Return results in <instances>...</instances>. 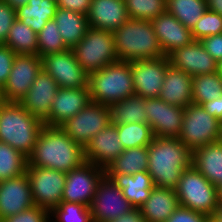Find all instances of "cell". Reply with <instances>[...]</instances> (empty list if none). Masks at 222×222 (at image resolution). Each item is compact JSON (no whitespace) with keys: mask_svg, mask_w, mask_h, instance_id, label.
<instances>
[{"mask_svg":"<svg viewBox=\"0 0 222 222\" xmlns=\"http://www.w3.org/2000/svg\"><path fill=\"white\" fill-rule=\"evenodd\" d=\"M85 161L84 148L60 127L44 126L27 159V166L50 168L64 173L80 167Z\"/></svg>","mask_w":222,"mask_h":222,"instance_id":"obj_1","label":"cell"},{"mask_svg":"<svg viewBox=\"0 0 222 222\" xmlns=\"http://www.w3.org/2000/svg\"><path fill=\"white\" fill-rule=\"evenodd\" d=\"M191 159L192 151L179 138L155 136L148 145L147 172L154 186L175 189Z\"/></svg>","mask_w":222,"mask_h":222,"instance_id":"obj_2","label":"cell"},{"mask_svg":"<svg viewBox=\"0 0 222 222\" xmlns=\"http://www.w3.org/2000/svg\"><path fill=\"white\" fill-rule=\"evenodd\" d=\"M44 122L30 114L19 102L0 100V141L7 143L27 159Z\"/></svg>","mask_w":222,"mask_h":222,"instance_id":"obj_3","label":"cell"},{"mask_svg":"<svg viewBox=\"0 0 222 222\" xmlns=\"http://www.w3.org/2000/svg\"><path fill=\"white\" fill-rule=\"evenodd\" d=\"M113 34L118 60L130 62L165 56L149 20L128 18Z\"/></svg>","mask_w":222,"mask_h":222,"instance_id":"obj_4","label":"cell"},{"mask_svg":"<svg viewBox=\"0 0 222 222\" xmlns=\"http://www.w3.org/2000/svg\"><path fill=\"white\" fill-rule=\"evenodd\" d=\"M91 101L110 106L135 94L130 63L118 60L89 74Z\"/></svg>","mask_w":222,"mask_h":222,"instance_id":"obj_5","label":"cell"},{"mask_svg":"<svg viewBox=\"0 0 222 222\" xmlns=\"http://www.w3.org/2000/svg\"><path fill=\"white\" fill-rule=\"evenodd\" d=\"M179 205L211 216L218 203L217 187L192 165L186 168L175 188Z\"/></svg>","mask_w":222,"mask_h":222,"instance_id":"obj_6","label":"cell"},{"mask_svg":"<svg viewBox=\"0 0 222 222\" xmlns=\"http://www.w3.org/2000/svg\"><path fill=\"white\" fill-rule=\"evenodd\" d=\"M72 50L88 74L118 61L114 34L111 31L89 27L85 36Z\"/></svg>","mask_w":222,"mask_h":222,"instance_id":"obj_7","label":"cell"},{"mask_svg":"<svg viewBox=\"0 0 222 222\" xmlns=\"http://www.w3.org/2000/svg\"><path fill=\"white\" fill-rule=\"evenodd\" d=\"M191 151L222 140V122L210 115L201 105L184 108L183 123L178 137Z\"/></svg>","mask_w":222,"mask_h":222,"instance_id":"obj_8","label":"cell"},{"mask_svg":"<svg viewBox=\"0 0 222 222\" xmlns=\"http://www.w3.org/2000/svg\"><path fill=\"white\" fill-rule=\"evenodd\" d=\"M111 123L109 106L90 102L79 113L59 127L83 148Z\"/></svg>","mask_w":222,"mask_h":222,"instance_id":"obj_9","label":"cell"},{"mask_svg":"<svg viewBox=\"0 0 222 222\" xmlns=\"http://www.w3.org/2000/svg\"><path fill=\"white\" fill-rule=\"evenodd\" d=\"M34 204L51 211L61 201L66 173L50 168L27 166Z\"/></svg>","mask_w":222,"mask_h":222,"instance_id":"obj_10","label":"cell"},{"mask_svg":"<svg viewBox=\"0 0 222 222\" xmlns=\"http://www.w3.org/2000/svg\"><path fill=\"white\" fill-rule=\"evenodd\" d=\"M41 70L42 61L39 55L16 54L9 77L0 90V100L21 101Z\"/></svg>","mask_w":222,"mask_h":222,"instance_id":"obj_11","label":"cell"},{"mask_svg":"<svg viewBox=\"0 0 222 222\" xmlns=\"http://www.w3.org/2000/svg\"><path fill=\"white\" fill-rule=\"evenodd\" d=\"M105 169L84 162L80 167L66 173L62 201L84 204L90 207Z\"/></svg>","mask_w":222,"mask_h":222,"instance_id":"obj_12","label":"cell"},{"mask_svg":"<svg viewBox=\"0 0 222 222\" xmlns=\"http://www.w3.org/2000/svg\"><path fill=\"white\" fill-rule=\"evenodd\" d=\"M41 61L42 69L54 78L59 88L88 87L89 74L72 49L42 56Z\"/></svg>","mask_w":222,"mask_h":222,"instance_id":"obj_13","label":"cell"},{"mask_svg":"<svg viewBox=\"0 0 222 222\" xmlns=\"http://www.w3.org/2000/svg\"><path fill=\"white\" fill-rule=\"evenodd\" d=\"M133 207L118 188L106 175L98 184V188L90 205L93 222H110Z\"/></svg>","mask_w":222,"mask_h":222,"instance_id":"obj_14","label":"cell"},{"mask_svg":"<svg viewBox=\"0 0 222 222\" xmlns=\"http://www.w3.org/2000/svg\"><path fill=\"white\" fill-rule=\"evenodd\" d=\"M129 63L135 94L143 98L159 97L167 67L170 65L169 58L163 56Z\"/></svg>","mask_w":222,"mask_h":222,"instance_id":"obj_15","label":"cell"},{"mask_svg":"<svg viewBox=\"0 0 222 222\" xmlns=\"http://www.w3.org/2000/svg\"><path fill=\"white\" fill-rule=\"evenodd\" d=\"M145 114L154 136L178 138L183 123L184 108L170 105L159 97L145 98Z\"/></svg>","mask_w":222,"mask_h":222,"instance_id":"obj_16","label":"cell"},{"mask_svg":"<svg viewBox=\"0 0 222 222\" xmlns=\"http://www.w3.org/2000/svg\"><path fill=\"white\" fill-rule=\"evenodd\" d=\"M34 205L26 172L15 178L0 181V222Z\"/></svg>","mask_w":222,"mask_h":222,"instance_id":"obj_17","label":"cell"},{"mask_svg":"<svg viewBox=\"0 0 222 222\" xmlns=\"http://www.w3.org/2000/svg\"><path fill=\"white\" fill-rule=\"evenodd\" d=\"M91 101L89 87L59 88L53 101L45 126L59 127L67 119L72 118Z\"/></svg>","mask_w":222,"mask_h":222,"instance_id":"obj_18","label":"cell"},{"mask_svg":"<svg viewBox=\"0 0 222 222\" xmlns=\"http://www.w3.org/2000/svg\"><path fill=\"white\" fill-rule=\"evenodd\" d=\"M58 90L59 86L54 78L42 69L19 103L30 114L44 122L49 116L52 101Z\"/></svg>","mask_w":222,"mask_h":222,"instance_id":"obj_19","label":"cell"},{"mask_svg":"<svg viewBox=\"0 0 222 222\" xmlns=\"http://www.w3.org/2000/svg\"><path fill=\"white\" fill-rule=\"evenodd\" d=\"M123 151L117 127L110 123L85 146L84 158L86 162L106 169Z\"/></svg>","mask_w":222,"mask_h":222,"instance_id":"obj_20","label":"cell"},{"mask_svg":"<svg viewBox=\"0 0 222 222\" xmlns=\"http://www.w3.org/2000/svg\"><path fill=\"white\" fill-rule=\"evenodd\" d=\"M170 64L192 77L217 72V62L206 52L200 41L181 47L169 56Z\"/></svg>","mask_w":222,"mask_h":222,"instance_id":"obj_21","label":"cell"},{"mask_svg":"<svg viewBox=\"0 0 222 222\" xmlns=\"http://www.w3.org/2000/svg\"><path fill=\"white\" fill-rule=\"evenodd\" d=\"M151 23L163 54L166 57L175 50L194 41L191 30L186 28L176 17L167 11L151 20Z\"/></svg>","mask_w":222,"mask_h":222,"instance_id":"obj_22","label":"cell"},{"mask_svg":"<svg viewBox=\"0 0 222 222\" xmlns=\"http://www.w3.org/2000/svg\"><path fill=\"white\" fill-rule=\"evenodd\" d=\"M89 27L114 32L128 20L124 0H91Z\"/></svg>","mask_w":222,"mask_h":222,"instance_id":"obj_23","label":"cell"},{"mask_svg":"<svg viewBox=\"0 0 222 222\" xmlns=\"http://www.w3.org/2000/svg\"><path fill=\"white\" fill-rule=\"evenodd\" d=\"M192 80L191 75L170 64L166 70L159 98L170 105L186 108L192 103Z\"/></svg>","mask_w":222,"mask_h":222,"instance_id":"obj_24","label":"cell"},{"mask_svg":"<svg viewBox=\"0 0 222 222\" xmlns=\"http://www.w3.org/2000/svg\"><path fill=\"white\" fill-rule=\"evenodd\" d=\"M179 206L175 189L154 186L139 209L146 222H166Z\"/></svg>","mask_w":222,"mask_h":222,"instance_id":"obj_25","label":"cell"},{"mask_svg":"<svg viewBox=\"0 0 222 222\" xmlns=\"http://www.w3.org/2000/svg\"><path fill=\"white\" fill-rule=\"evenodd\" d=\"M122 190L125 198L133 208H140L149 198L154 187L152 178L147 171L137 172L133 175L105 174Z\"/></svg>","mask_w":222,"mask_h":222,"instance_id":"obj_26","label":"cell"},{"mask_svg":"<svg viewBox=\"0 0 222 222\" xmlns=\"http://www.w3.org/2000/svg\"><path fill=\"white\" fill-rule=\"evenodd\" d=\"M191 165L214 186L222 184V140L193 150Z\"/></svg>","mask_w":222,"mask_h":222,"instance_id":"obj_27","label":"cell"},{"mask_svg":"<svg viewBox=\"0 0 222 222\" xmlns=\"http://www.w3.org/2000/svg\"><path fill=\"white\" fill-rule=\"evenodd\" d=\"M54 20L65 45L73 49L89 28L87 15L57 7Z\"/></svg>","mask_w":222,"mask_h":222,"instance_id":"obj_28","label":"cell"},{"mask_svg":"<svg viewBox=\"0 0 222 222\" xmlns=\"http://www.w3.org/2000/svg\"><path fill=\"white\" fill-rule=\"evenodd\" d=\"M57 7L56 0H29L16 10V18L38 34L47 21L54 19Z\"/></svg>","mask_w":222,"mask_h":222,"instance_id":"obj_29","label":"cell"},{"mask_svg":"<svg viewBox=\"0 0 222 222\" xmlns=\"http://www.w3.org/2000/svg\"><path fill=\"white\" fill-rule=\"evenodd\" d=\"M145 98L133 94L109 106L112 124L147 123Z\"/></svg>","mask_w":222,"mask_h":222,"instance_id":"obj_30","label":"cell"},{"mask_svg":"<svg viewBox=\"0 0 222 222\" xmlns=\"http://www.w3.org/2000/svg\"><path fill=\"white\" fill-rule=\"evenodd\" d=\"M148 146L125 149L105 169V174L133 175L137 172L147 171Z\"/></svg>","mask_w":222,"mask_h":222,"instance_id":"obj_31","label":"cell"},{"mask_svg":"<svg viewBox=\"0 0 222 222\" xmlns=\"http://www.w3.org/2000/svg\"><path fill=\"white\" fill-rule=\"evenodd\" d=\"M4 44L16 54L38 55L37 34L17 18Z\"/></svg>","mask_w":222,"mask_h":222,"instance_id":"obj_32","label":"cell"},{"mask_svg":"<svg viewBox=\"0 0 222 222\" xmlns=\"http://www.w3.org/2000/svg\"><path fill=\"white\" fill-rule=\"evenodd\" d=\"M207 9L206 0H166V11L190 30Z\"/></svg>","mask_w":222,"mask_h":222,"instance_id":"obj_33","label":"cell"},{"mask_svg":"<svg viewBox=\"0 0 222 222\" xmlns=\"http://www.w3.org/2000/svg\"><path fill=\"white\" fill-rule=\"evenodd\" d=\"M222 94V77L217 73L194 76L192 80V103L202 105Z\"/></svg>","mask_w":222,"mask_h":222,"instance_id":"obj_34","label":"cell"},{"mask_svg":"<svg viewBox=\"0 0 222 222\" xmlns=\"http://www.w3.org/2000/svg\"><path fill=\"white\" fill-rule=\"evenodd\" d=\"M115 125L124 150L148 146L155 137L148 123Z\"/></svg>","mask_w":222,"mask_h":222,"instance_id":"obj_35","label":"cell"},{"mask_svg":"<svg viewBox=\"0 0 222 222\" xmlns=\"http://www.w3.org/2000/svg\"><path fill=\"white\" fill-rule=\"evenodd\" d=\"M27 158L0 141V181L15 178L26 172Z\"/></svg>","mask_w":222,"mask_h":222,"instance_id":"obj_36","label":"cell"},{"mask_svg":"<svg viewBox=\"0 0 222 222\" xmlns=\"http://www.w3.org/2000/svg\"><path fill=\"white\" fill-rule=\"evenodd\" d=\"M37 44L40 57L69 49L62 39L54 19L47 21L43 29L37 34Z\"/></svg>","mask_w":222,"mask_h":222,"instance_id":"obj_37","label":"cell"},{"mask_svg":"<svg viewBox=\"0 0 222 222\" xmlns=\"http://www.w3.org/2000/svg\"><path fill=\"white\" fill-rule=\"evenodd\" d=\"M50 222H93V220L90 207L61 201L50 211Z\"/></svg>","mask_w":222,"mask_h":222,"instance_id":"obj_38","label":"cell"},{"mask_svg":"<svg viewBox=\"0 0 222 222\" xmlns=\"http://www.w3.org/2000/svg\"><path fill=\"white\" fill-rule=\"evenodd\" d=\"M129 18L153 20L166 12V0H124Z\"/></svg>","mask_w":222,"mask_h":222,"instance_id":"obj_39","label":"cell"},{"mask_svg":"<svg viewBox=\"0 0 222 222\" xmlns=\"http://www.w3.org/2000/svg\"><path fill=\"white\" fill-rule=\"evenodd\" d=\"M191 32L195 41H201L208 36L222 34V16L207 9Z\"/></svg>","mask_w":222,"mask_h":222,"instance_id":"obj_40","label":"cell"},{"mask_svg":"<svg viewBox=\"0 0 222 222\" xmlns=\"http://www.w3.org/2000/svg\"><path fill=\"white\" fill-rule=\"evenodd\" d=\"M2 222H50V211L34 205L18 214L7 217Z\"/></svg>","mask_w":222,"mask_h":222,"instance_id":"obj_41","label":"cell"},{"mask_svg":"<svg viewBox=\"0 0 222 222\" xmlns=\"http://www.w3.org/2000/svg\"><path fill=\"white\" fill-rule=\"evenodd\" d=\"M16 19V10L8 3L0 0V44H4Z\"/></svg>","mask_w":222,"mask_h":222,"instance_id":"obj_42","label":"cell"},{"mask_svg":"<svg viewBox=\"0 0 222 222\" xmlns=\"http://www.w3.org/2000/svg\"><path fill=\"white\" fill-rule=\"evenodd\" d=\"M166 222H210V216L179 206Z\"/></svg>","mask_w":222,"mask_h":222,"instance_id":"obj_43","label":"cell"},{"mask_svg":"<svg viewBox=\"0 0 222 222\" xmlns=\"http://www.w3.org/2000/svg\"><path fill=\"white\" fill-rule=\"evenodd\" d=\"M16 53L5 44H0V90L4 87L13 66Z\"/></svg>","mask_w":222,"mask_h":222,"instance_id":"obj_44","label":"cell"},{"mask_svg":"<svg viewBox=\"0 0 222 222\" xmlns=\"http://www.w3.org/2000/svg\"><path fill=\"white\" fill-rule=\"evenodd\" d=\"M200 42L217 63L222 60V34L205 37Z\"/></svg>","mask_w":222,"mask_h":222,"instance_id":"obj_45","label":"cell"},{"mask_svg":"<svg viewBox=\"0 0 222 222\" xmlns=\"http://www.w3.org/2000/svg\"><path fill=\"white\" fill-rule=\"evenodd\" d=\"M56 3L57 6L62 9L87 15L90 9L91 0H57Z\"/></svg>","mask_w":222,"mask_h":222,"instance_id":"obj_46","label":"cell"},{"mask_svg":"<svg viewBox=\"0 0 222 222\" xmlns=\"http://www.w3.org/2000/svg\"><path fill=\"white\" fill-rule=\"evenodd\" d=\"M201 106L206 112L222 122V94L214 100L203 103Z\"/></svg>","mask_w":222,"mask_h":222,"instance_id":"obj_47","label":"cell"},{"mask_svg":"<svg viewBox=\"0 0 222 222\" xmlns=\"http://www.w3.org/2000/svg\"><path fill=\"white\" fill-rule=\"evenodd\" d=\"M110 222H146L139 208H133Z\"/></svg>","mask_w":222,"mask_h":222,"instance_id":"obj_48","label":"cell"},{"mask_svg":"<svg viewBox=\"0 0 222 222\" xmlns=\"http://www.w3.org/2000/svg\"><path fill=\"white\" fill-rule=\"evenodd\" d=\"M208 10L214 11L222 16V0H206Z\"/></svg>","mask_w":222,"mask_h":222,"instance_id":"obj_49","label":"cell"},{"mask_svg":"<svg viewBox=\"0 0 222 222\" xmlns=\"http://www.w3.org/2000/svg\"><path fill=\"white\" fill-rule=\"evenodd\" d=\"M210 222H222V204H219L215 212L210 216Z\"/></svg>","mask_w":222,"mask_h":222,"instance_id":"obj_50","label":"cell"},{"mask_svg":"<svg viewBox=\"0 0 222 222\" xmlns=\"http://www.w3.org/2000/svg\"><path fill=\"white\" fill-rule=\"evenodd\" d=\"M3 1L11 5L15 10H17L23 5L28 4L29 0H3Z\"/></svg>","mask_w":222,"mask_h":222,"instance_id":"obj_51","label":"cell"},{"mask_svg":"<svg viewBox=\"0 0 222 222\" xmlns=\"http://www.w3.org/2000/svg\"><path fill=\"white\" fill-rule=\"evenodd\" d=\"M218 203L222 204V184L217 187Z\"/></svg>","mask_w":222,"mask_h":222,"instance_id":"obj_52","label":"cell"},{"mask_svg":"<svg viewBox=\"0 0 222 222\" xmlns=\"http://www.w3.org/2000/svg\"><path fill=\"white\" fill-rule=\"evenodd\" d=\"M217 73L222 77V60L217 63Z\"/></svg>","mask_w":222,"mask_h":222,"instance_id":"obj_53","label":"cell"}]
</instances>
